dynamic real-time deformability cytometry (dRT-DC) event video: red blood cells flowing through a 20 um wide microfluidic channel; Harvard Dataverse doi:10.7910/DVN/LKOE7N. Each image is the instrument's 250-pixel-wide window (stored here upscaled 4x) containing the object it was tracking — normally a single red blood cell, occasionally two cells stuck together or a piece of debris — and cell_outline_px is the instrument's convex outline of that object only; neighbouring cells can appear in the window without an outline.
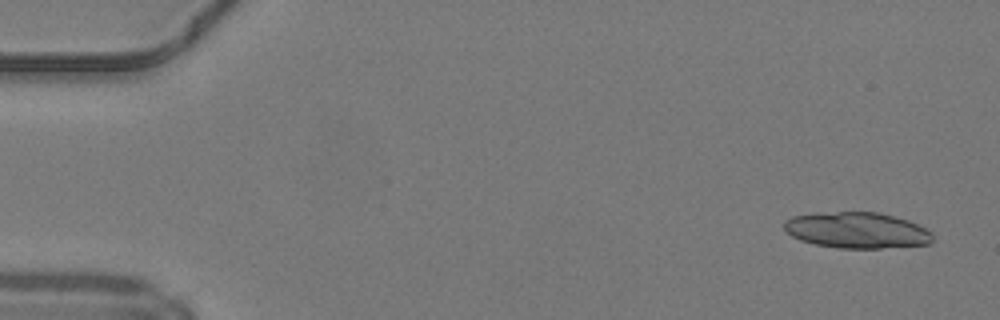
{"species": "common noctule bat (a hibernating species)", "species_latin": "Nyctalus noctula", "temperature_condition": "warm", "stored_images_in_passage": 13, "camera_frame_rate_fps": 3000, "um_per_image_px": 0.085, "animal": {"sex": "male", "body_mass_g": 19.2, "forearm_length_mm": 51.8}, "frame": {"image": 1, "passage_image": 3, "time_ms": 0.667, "image_size_px": [1000, 320], "cell_outline_px": [[932, 240], [928, 244], [880, 248], [836, 248], [816, 244], [800, 240], [792, 236], [784, 228], [784, 220], [792, 216], [816, 212], [880, 212], [908, 220], [932, 232]], "centroid_in_image_um": [72.8, 19.56], "position_along_channel_um": 12.2, "area_um2": 31.21}}